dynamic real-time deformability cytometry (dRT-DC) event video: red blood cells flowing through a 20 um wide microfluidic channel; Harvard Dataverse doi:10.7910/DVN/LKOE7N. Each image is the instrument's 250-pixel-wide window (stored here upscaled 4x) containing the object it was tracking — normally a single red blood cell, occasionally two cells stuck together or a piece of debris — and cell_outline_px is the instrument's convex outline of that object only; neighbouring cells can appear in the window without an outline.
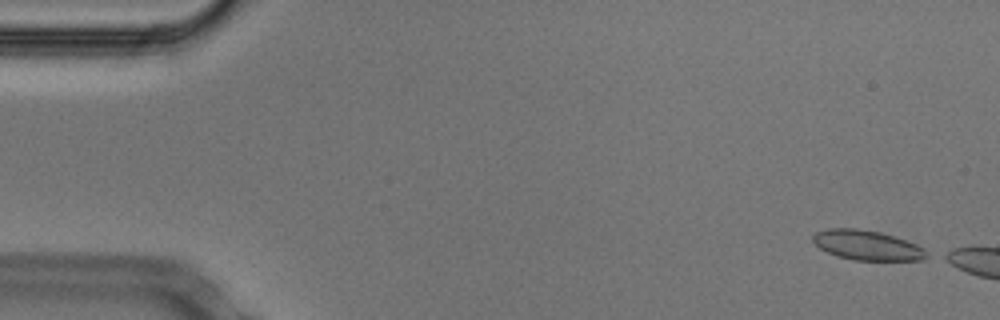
{"species": "Egyptian fruit bat (a non-hibernating species)", "species_latin": "Rousettus aegyptiacus", "temperature_condition": "cold", "stored_images_in_passage": 5, "camera_frame_rate_fps": 3000, "um_per_image_px": 0.085, "animal": {"sex": "male"}, "frame": {"image": 1, "passage_image": 1, "time_ms": 0.0, "image_size_px": [1000, 320], "cell_outline_px": [[932, 256], [924, 260], [852, 260], [836, 256], [820, 248], [812, 240], [812, 236], [816, 232], [828, 228], [856, 228], [880, 232], [916, 244], [932, 252]], "centroid_in_image_um": [73.76, 20.86], "position_along_channel_um": 11.2, "area_um2": 19.94}}